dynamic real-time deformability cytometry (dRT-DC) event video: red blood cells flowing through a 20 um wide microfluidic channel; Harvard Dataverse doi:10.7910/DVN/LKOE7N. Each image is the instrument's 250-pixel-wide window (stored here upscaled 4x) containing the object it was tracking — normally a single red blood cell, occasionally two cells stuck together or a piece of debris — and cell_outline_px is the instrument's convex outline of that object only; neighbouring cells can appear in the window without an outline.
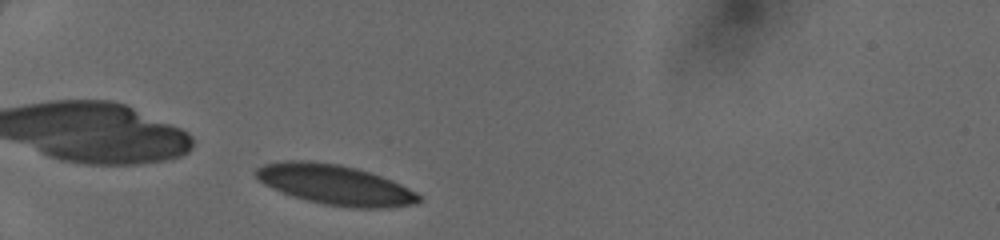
{"species": "human", "species_latin": "Homo sapiens", "temperature_condition": "cold", "stored_images_in_passage": 31, "camera_frame_rate_fps": 3000, "um_per_image_px": 0.085, "donor": {"sex": "female"}, "frame": {"image": 1, "passage_image": 2, "time_ms": 0.333, "image_size_px": [1000, 240], "cell_outline_px": [[420, 200], [416, 204], [388, 208], [352, 208], [324, 204], [292, 196], [280, 192], [264, 184], [256, 176], [256, 168], [264, 164], [284, 160], [308, 160], [340, 164], [356, 168], [392, 180], [416, 192], [420, 196]], "centroid_in_image_um": [28.48, 15.7], "position_along_channel_um": 56.5, "area_um2": 37.97}}
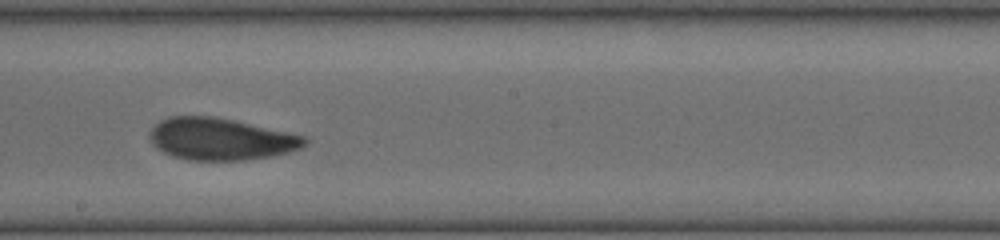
{"frame": {"image": 2, "passage_image": 16, "time_ms": 5.0, "image_size_px": [1000, 240], "cell_outline_px": [[308, 144], [300, 148], [288, 152], [272, 156], [244, 160], [188, 160], [172, 156], [164, 152], [152, 144], [152, 128], [160, 120], [168, 116], [212, 116], [232, 120], [308, 136]], "centroid_in_image_um": [18.81, 11.82], "position_along_channel_um": 229.4, "area_um2": 37.74}}
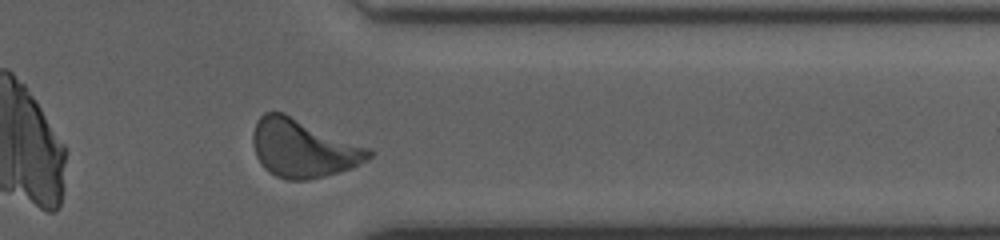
{"frame": {"image": 3, "passage_image": 27, "time_ms": 8.667, "image_size_px": [1000, 240], "cell_outline_px": [[372, 156], [368, 160], [352, 168], [340, 172], [308, 180], [288, 180], [276, 176], [268, 172], [260, 164], [256, 156], [252, 144], [252, 132], [256, 120], [264, 112], [284, 112], [372, 148]], "centroid_in_image_um": [25.77, 12.6], "position_along_channel_um": 385.6, "area_um2": 39.94}}